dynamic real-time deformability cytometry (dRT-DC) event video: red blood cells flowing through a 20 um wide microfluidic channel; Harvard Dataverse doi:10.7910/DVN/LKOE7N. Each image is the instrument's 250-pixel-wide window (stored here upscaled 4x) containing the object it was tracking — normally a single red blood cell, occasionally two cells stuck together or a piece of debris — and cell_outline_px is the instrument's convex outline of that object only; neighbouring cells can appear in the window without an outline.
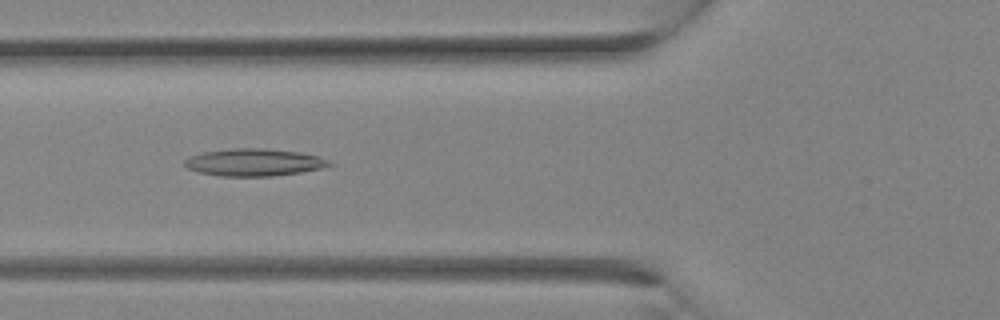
{"species": "Egyptian fruit bat (a non-hibernating species)", "species_latin": "Rousettus aegyptiacus", "temperature_condition": "room temperature", "stored_images_in_passage": 8, "camera_frame_rate_fps": 3000, "um_per_image_px": 0.085, "animal": {"sex": "female"}, "frame": {"image": 1, "passage_image": 3, "time_ms": 0.667, "image_size_px": [1000, 320], "cell_outline_px": [[336, 164], [320, 168], [300, 172], [272, 176], [220, 176], [196, 172], [188, 168], [184, 164], [184, 160], [188, 156], [204, 152], [232, 148], [264, 148], [300, 152], [320, 156]], "centroid_in_image_um": [21.58, 13.79], "position_along_channel_um": 104.2, "area_um2": 23.18}}
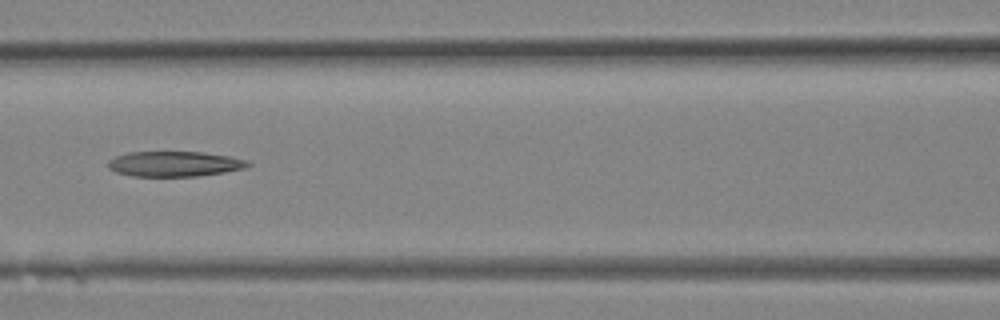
{"frame": {"image": 2, "passage_image": 5, "time_ms": 1.333, "image_size_px": [1000, 320], "cell_outline_px": [[252, 164], [248, 168], [224, 172], [196, 176], [132, 176], [116, 172], [108, 168], [108, 160], [116, 156], [128, 152], [200, 152], [228, 156], [248, 160]], "centroid_in_image_um": [14.85, 13.93], "position_along_channel_um": 151.8, "area_um2": 20.58}}
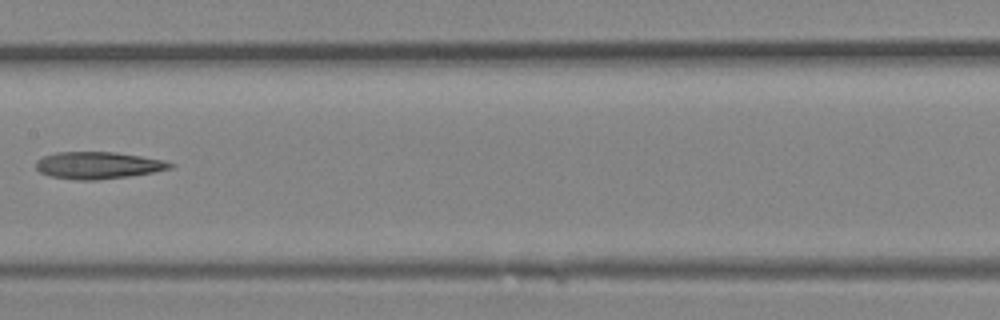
{"frame": {"image": 3, "passage_image": 7, "time_ms": 2.0, "image_size_px": [1000, 320], "cell_outline_px": [[176, 164], [172, 168], [152, 172], [128, 176], [96, 180], [76, 180], [48, 176], [40, 172], [36, 168], [36, 160], [44, 156], [56, 152], [112, 152], [140, 156], [164, 160]], "centroid_in_image_um": [8.32, 14.05], "position_along_channel_um": 199.1, "area_um2": 21.1}}